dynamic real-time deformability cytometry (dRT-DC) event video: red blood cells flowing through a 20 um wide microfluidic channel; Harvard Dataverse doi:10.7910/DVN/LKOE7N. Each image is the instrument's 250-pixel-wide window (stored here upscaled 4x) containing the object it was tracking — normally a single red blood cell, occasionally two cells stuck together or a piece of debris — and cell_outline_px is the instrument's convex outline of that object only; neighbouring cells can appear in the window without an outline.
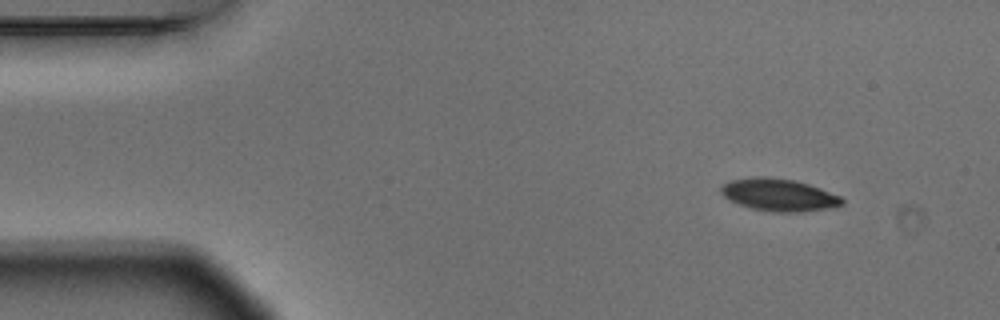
{"species": "Egyptian fruit bat (a non-hibernating species)", "species_latin": "Rousettus aegyptiacus", "temperature_condition": "warm", "stored_images_in_passage": 3, "camera_frame_rate_fps": 3000, "um_per_image_px": 0.085, "animal": {"sex": "male"}, "frame": {"image": 1, "passage_image": 1, "time_ms": 0.0, "image_size_px": [1000, 320], "cell_outline_px": [[844, 204], [828, 208], [800, 212], [772, 212], [752, 208], [740, 204], [724, 196], [720, 192], [720, 188], [728, 180], [752, 176], [768, 176], [796, 180], [820, 188], [840, 196], [844, 200]], "centroid_in_image_um": [66.2, 16.54], "position_along_channel_um": 18.8, "area_um2": 22.89}}
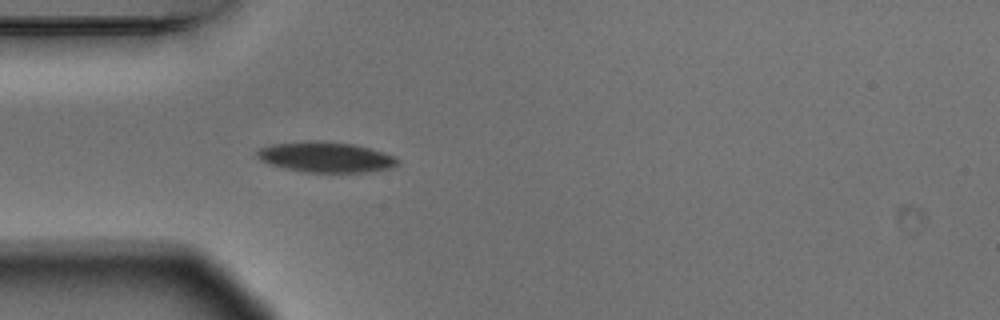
{"frame": {"image": 2, "passage_image": 3, "time_ms": 0.667, "image_size_px": [1000, 320], "cell_outline_px": [[400, 164], [392, 168], [364, 172], [304, 172], [284, 168], [268, 164], [260, 160], [256, 156], [256, 152], [260, 148], [272, 144], [352, 144], [368, 148], [392, 156], [400, 160]], "centroid_in_image_um": [27.71, 13.42], "position_along_channel_um": 57.3, "area_um2": 23.64}}